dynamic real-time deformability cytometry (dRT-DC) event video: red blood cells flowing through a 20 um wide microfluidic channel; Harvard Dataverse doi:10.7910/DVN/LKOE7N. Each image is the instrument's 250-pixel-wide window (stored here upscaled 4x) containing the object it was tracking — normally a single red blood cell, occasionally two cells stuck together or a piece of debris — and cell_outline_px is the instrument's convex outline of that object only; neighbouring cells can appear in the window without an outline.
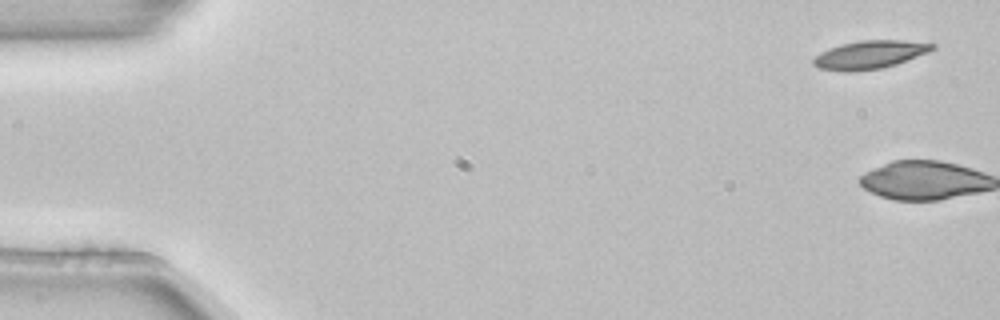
{"species": "common noctule bat (a hibernating species)", "species_latin": "Nyctalus noctula", "temperature_condition": "room temperature", "stored_images_in_passage": 4, "camera_frame_rate_fps": 3000, "um_per_image_px": 0.085, "animal": {"sex": "female", "body_mass_g": 22.7, "forearm_length_mm": 54.2}, "frame": {"image": 1, "passage_image": 1, "time_ms": 0.0, "image_size_px": [1000, 320], "cell_outline_px": [[936, 48], [928, 52], [896, 64], [880, 68], [852, 72], [844, 72], [820, 68], [812, 64], [812, 60], [820, 52], [828, 48], [840, 44], [860, 40], [904, 40], [936, 44]], "centroid_in_image_um": [73.91, 4.64], "position_along_channel_um": 11.1, "area_um2": 19.59}}